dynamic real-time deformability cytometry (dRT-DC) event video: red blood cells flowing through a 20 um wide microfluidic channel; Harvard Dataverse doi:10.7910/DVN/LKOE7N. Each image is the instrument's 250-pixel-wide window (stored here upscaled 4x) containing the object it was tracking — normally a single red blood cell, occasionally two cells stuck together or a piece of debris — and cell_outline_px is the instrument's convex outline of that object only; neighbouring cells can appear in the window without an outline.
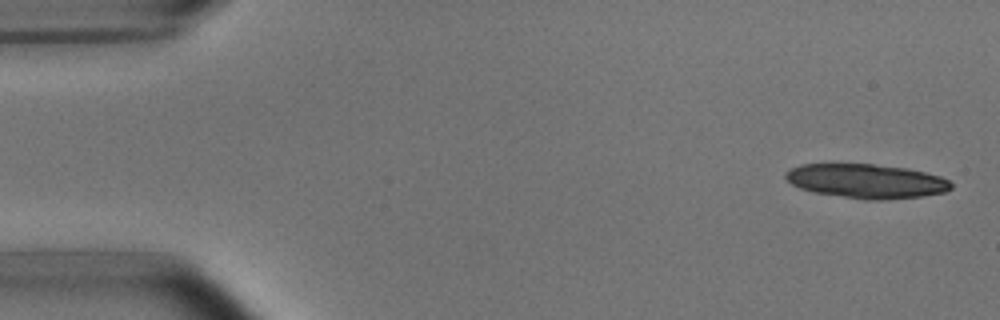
{"species": "common noctule bat (a hibernating species)", "species_latin": "Nyctalus noctula", "temperature_condition": "room temperature", "stored_images_in_passage": 4, "camera_frame_rate_fps": 3000, "um_per_image_px": 0.085, "animal": {"sex": "male", "body_mass_g": 15.6}, "frame": {"image": 1, "passage_image": 1, "time_ms": 0.0, "image_size_px": [1000, 320], "cell_outline_px": [[952, 188], [944, 192], [924, 196], [880, 200], [864, 200], [816, 192], [800, 188], [792, 184], [784, 176], [784, 172], [788, 168], [800, 164], [872, 164], [908, 168], [940, 176], [948, 180], [952, 184]], "centroid_in_image_um": [73.63, 15.39], "position_along_channel_um": 11.4, "area_um2": 33.06}}